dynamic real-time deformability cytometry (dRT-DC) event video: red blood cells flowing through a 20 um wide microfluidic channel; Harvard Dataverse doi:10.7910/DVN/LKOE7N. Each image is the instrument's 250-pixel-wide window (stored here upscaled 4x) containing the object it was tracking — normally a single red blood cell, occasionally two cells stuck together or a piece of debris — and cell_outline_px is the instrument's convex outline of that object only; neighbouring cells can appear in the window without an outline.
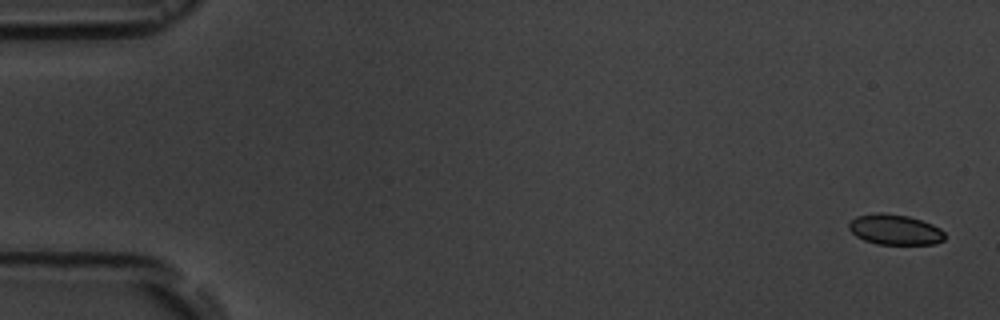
{"species": "common noctule bat (a hibernating species)", "species_latin": "Nyctalus noctula", "temperature_condition": "room temperature", "stored_images_in_passage": 13, "camera_frame_rate_fps": 3000, "um_per_image_px": 0.085, "animal": {"sex": "male", "body_mass_g": 19.5, "forearm_length_mm": 54.6}, "frame": {"image": 1, "passage_image": 1, "time_ms": 0.0, "image_size_px": [1000, 320], "cell_outline_px": [[944, 240], [936, 244], [876, 244], [864, 240], [856, 236], [848, 228], [848, 224], [856, 216], [876, 212], [880, 212], [908, 216], [932, 224], [940, 228], [944, 232]], "centroid_in_image_um": [76.06, 19.52], "position_along_channel_um": 8.9, "area_um2": 16.99}}
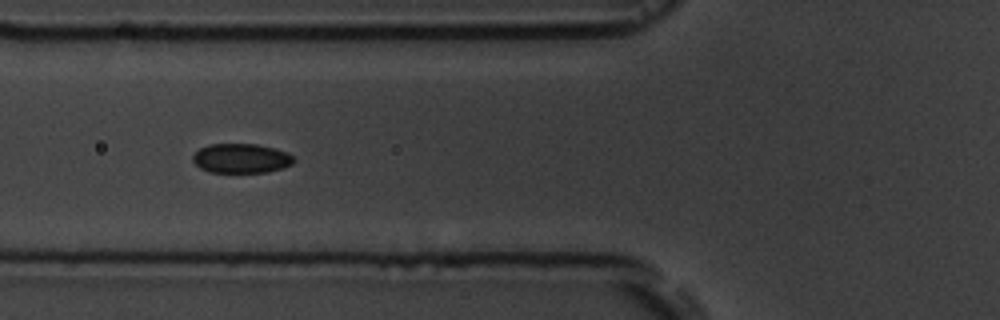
{"frame": {"image": 2, "passage_image": 6, "time_ms": 6.667, "image_size_px": [1000, 320], "cell_outline_px": [[296, 160], [292, 164], [268, 172], [208, 172], [200, 168], [192, 160], [192, 156], [200, 148], [208, 144], [256, 144], [288, 152]], "centroid_in_image_um": [20.48, 13.46], "position_along_channel_um": 105.3, "area_um2": 17.28}}
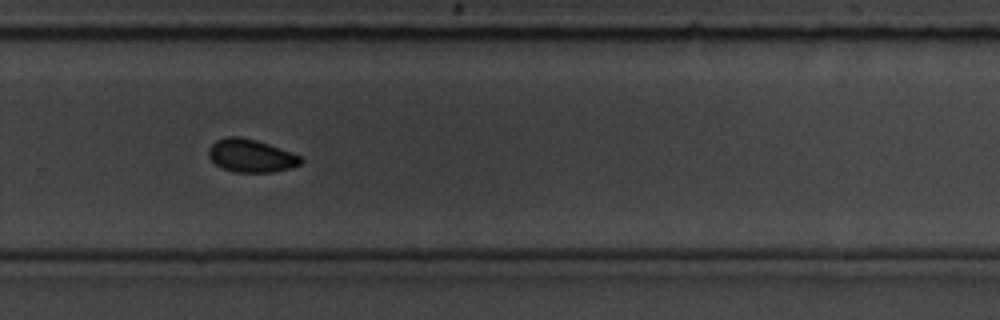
{"frame": {"image": 3, "passage_image": 11, "time_ms": 12.333, "image_size_px": [1000, 320], "cell_outline_px": [[304, 160], [300, 164], [292, 168], [272, 172], [232, 172], [216, 164], [208, 156], [208, 148], [216, 140], [228, 136], [236, 136], [256, 140], [280, 148], [300, 156]], "centroid_in_image_um": [21.33, 13.24], "position_along_channel_um": 308.5, "area_um2": 17.63}, "authors_computed_cell_mechanics": {"area_um2": 17.7446, "velocity_mm_per_s": 3.5934, "shape_relaxation_time_tau1_ms": 1.8559, "shape_relaxation_time_tau2_ms": null, "deformation_change_tau1": 0.0536, "deformation_change_tau2": null}}